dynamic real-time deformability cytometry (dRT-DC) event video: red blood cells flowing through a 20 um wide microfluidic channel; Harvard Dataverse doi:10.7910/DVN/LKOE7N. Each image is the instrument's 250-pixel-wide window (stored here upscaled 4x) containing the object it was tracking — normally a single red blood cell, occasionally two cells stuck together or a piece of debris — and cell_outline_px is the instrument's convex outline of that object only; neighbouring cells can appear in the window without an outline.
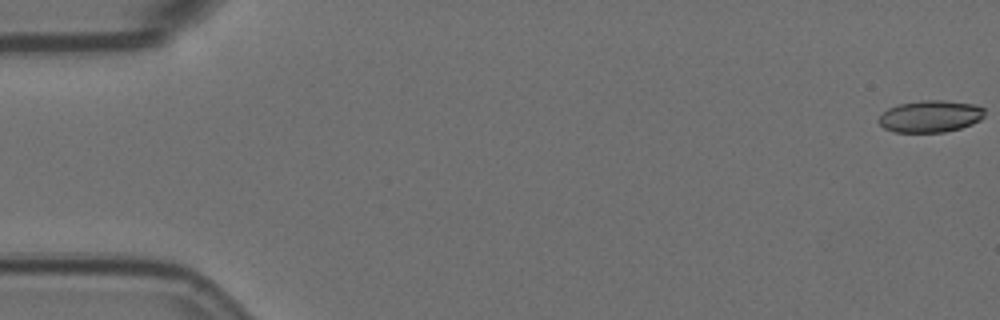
{"species": "Egyptian fruit bat (a non-hibernating species)", "species_latin": "Rousettus aegyptiacus", "temperature_condition": "room temperature", "stored_images_in_passage": 8, "camera_frame_rate_fps": 3000, "um_per_image_px": 0.085, "animal": {"sex": "female"}, "frame": {"image": 1, "passage_image": 1, "time_ms": 0.0, "image_size_px": [1000, 320], "cell_outline_px": [[984, 116], [980, 120], [972, 124], [960, 128], [944, 132], [896, 132], [884, 128], [876, 120], [888, 108], [900, 104], [924, 100], [944, 100], [976, 104], [984, 108]], "centroid_in_image_um": [79.09, 9.88], "position_along_channel_um": 5.9, "area_um2": 19.71}}
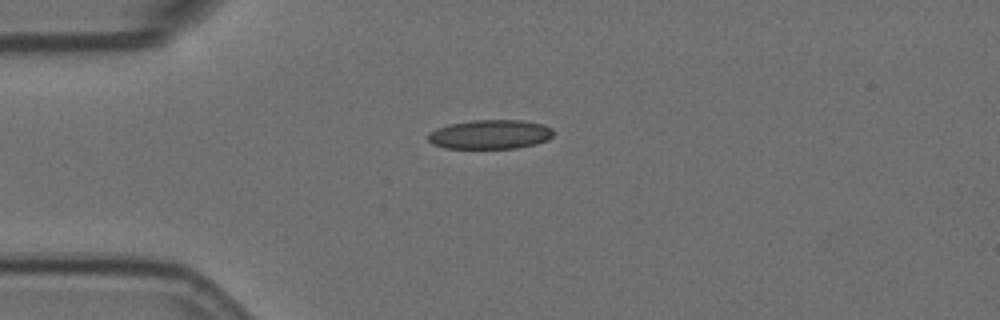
{"frame": {"image": 2, "passage_image": 5, "time_ms": 1.333, "image_size_px": [1000, 320], "cell_outline_px": [[556, 132], [548, 140], [536, 144], [516, 148], [444, 148], [432, 144], [428, 140], [428, 132], [436, 128], [448, 124], [472, 120], [520, 120], [544, 124], [552, 128]], "centroid_in_image_um": [41.67, 11.42], "position_along_channel_um": 43.3, "area_um2": 21.62}}
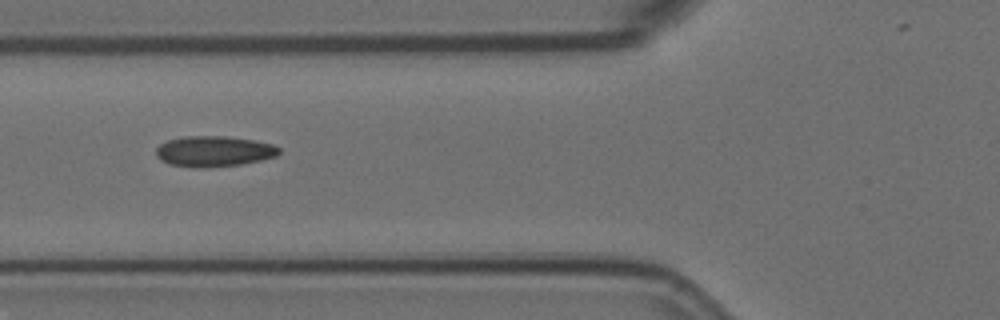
{"frame": {"image": 3, "passage_image": 7, "time_ms": 2.0, "image_size_px": [1000, 320], "cell_outline_px": [[280, 152], [276, 156], [260, 160], [240, 164], [204, 168], [192, 168], [168, 164], [160, 160], [156, 156], [156, 148], [160, 144], [168, 140], [184, 136], [224, 136], [252, 140], [272, 144], [280, 148]], "centroid_in_image_um": [18.14, 12.87], "position_along_channel_um": 107.7, "area_um2": 22.02}}